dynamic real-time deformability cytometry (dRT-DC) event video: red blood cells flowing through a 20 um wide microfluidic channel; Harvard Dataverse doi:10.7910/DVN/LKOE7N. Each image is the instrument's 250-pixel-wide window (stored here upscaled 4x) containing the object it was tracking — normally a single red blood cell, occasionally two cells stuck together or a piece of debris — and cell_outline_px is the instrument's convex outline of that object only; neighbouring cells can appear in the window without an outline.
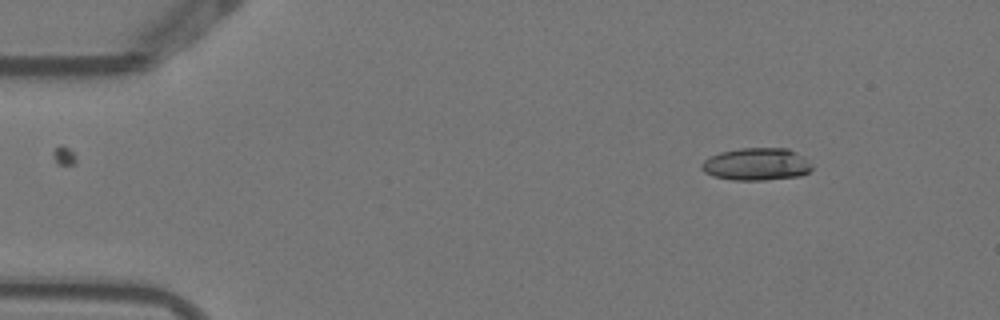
{"species": "Egyptian fruit bat (a non-hibernating species)", "species_latin": "Rousettus aegyptiacus", "temperature_condition": "warm", "stored_images_in_passage": 3, "camera_frame_rate_fps": 3000, "um_per_image_px": 0.085, "animal": {"sex": "female"}, "frame": {"image": 1, "passage_image": 1, "time_ms": 0.0, "image_size_px": [1000, 320], "cell_outline_px": [[812, 168], [808, 172], [800, 176], [764, 180], [732, 180], [712, 176], [704, 172], [700, 168], [700, 164], [704, 160], [720, 152], [740, 148], [788, 148], [796, 152], [812, 164]], "centroid_in_image_um": [64.28, 13.96], "position_along_channel_um": 20.7, "area_um2": 20.92}}